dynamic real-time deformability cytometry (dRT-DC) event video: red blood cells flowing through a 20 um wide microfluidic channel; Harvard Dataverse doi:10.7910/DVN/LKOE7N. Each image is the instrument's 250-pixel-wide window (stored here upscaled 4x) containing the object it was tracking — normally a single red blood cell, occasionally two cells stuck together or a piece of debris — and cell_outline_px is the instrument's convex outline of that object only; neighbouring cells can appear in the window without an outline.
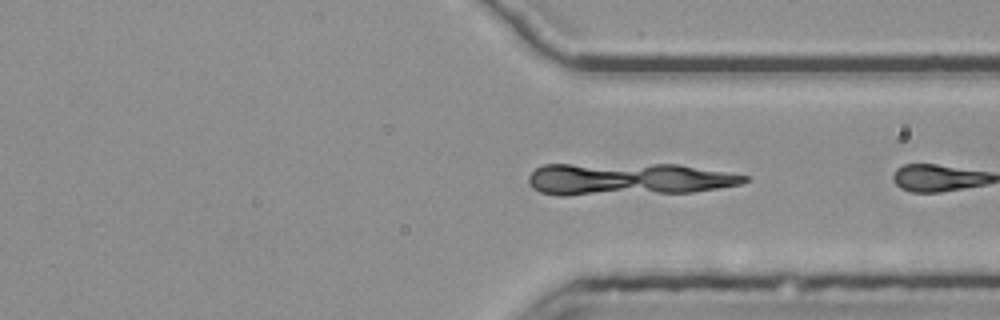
{"species": "common noctule bat (a hibernating species)", "species_latin": "Nyctalus noctula", "temperature_condition": "room temperature", "stored_images_in_passage": 23, "segment_of_instrument_passage": [2, 2], "camera_frame_rate_fps": 3000, "um_per_image_px": 0.085, "animal": {"sex": "female", "body_mass_g": 25.1}, "frame": {"image": 1, "passage_image": 22, "time_ms": 7.0, "image_size_px": [1000, 320], "cell_outline_px": [[748, 180], [740, 184], [692, 192], [568, 196], [560, 196], [540, 192], [532, 188], [528, 184], [528, 176], [540, 164], [680, 164], [748, 176]], "centroid_in_image_um": [53.31, 15.23], "position_along_channel_um": 358.1, "area_um2": 41.1}}